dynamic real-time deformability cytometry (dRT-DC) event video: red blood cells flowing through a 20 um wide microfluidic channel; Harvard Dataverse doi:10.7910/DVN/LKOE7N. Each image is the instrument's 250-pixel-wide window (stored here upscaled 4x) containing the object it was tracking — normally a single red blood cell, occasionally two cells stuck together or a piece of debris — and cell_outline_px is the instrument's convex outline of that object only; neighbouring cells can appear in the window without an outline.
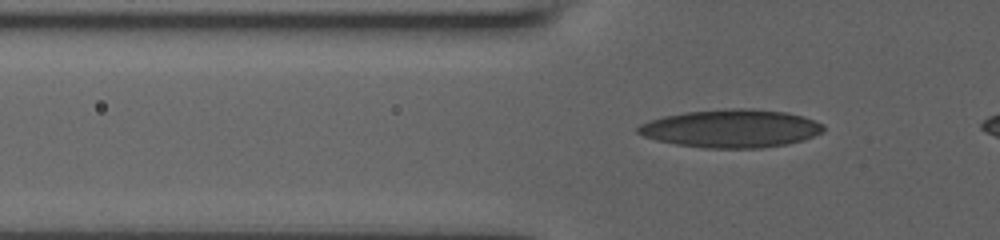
{"species": "human", "species_latin": "Homo sapiens", "temperature_condition": "room temperature", "stored_images_in_passage": 39, "camera_frame_rate_fps": 3000, "um_per_image_px": 0.085, "donor": {"sex": "male"}, "frame": {"image": 1, "passage_image": 8, "time_ms": 2.333, "image_size_px": [1000, 240], "cell_outline_px": [[824, 132], [804, 140], [784, 144], [760, 148], [704, 148], [676, 144], [656, 140], [644, 136], [636, 132], [636, 128], [640, 124], [664, 116], [684, 112], [732, 108], [752, 108], [784, 112], [800, 116], [824, 124]], "centroid_in_image_um": [62.14, 10.92], "position_along_channel_um": 63.7, "area_um2": 41.04}}
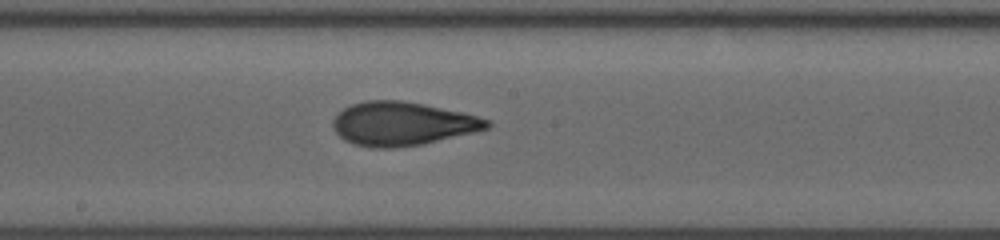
{"frame": {"image": 2, "passage_image": 20, "time_ms": 6.333, "image_size_px": [1000, 240], "cell_outline_px": [[492, 124], [488, 128], [472, 132], [420, 144], [392, 148], [372, 148], [352, 144], [344, 140], [332, 128], [332, 120], [344, 108], [352, 104], [364, 100], [400, 100], [424, 104], [464, 112], [492, 120]], "centroid_in_image_um": [34.18, 10.51], "position_along_channel_um": 214.0, "area_um2": 39.13}}
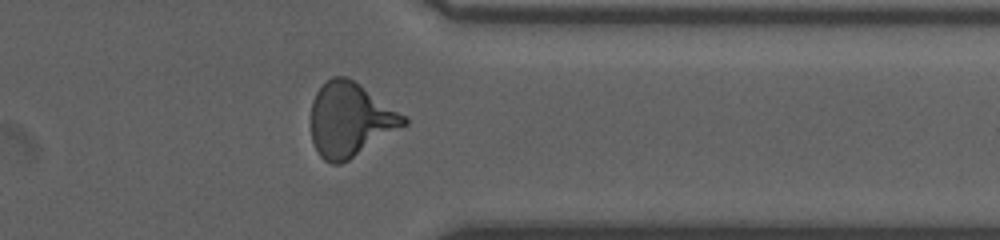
{"frame": {"image": 3, "passage_image": 33, "time_ms": 10.667, "image_size_px": [1000, 240], "cell_outline_px": [[408, 124], [348, 160], [340, 164], [332, 164], [324, 160], [320, 156], [312, 140], [312, 100], [316, 92], [332, 76], [348, 76], [404, 116], [408, 120]], "centroid_in_image_um": [29.75, 10.18], "position_along_channel_um": 381.7, "area_um2": 39.36}}